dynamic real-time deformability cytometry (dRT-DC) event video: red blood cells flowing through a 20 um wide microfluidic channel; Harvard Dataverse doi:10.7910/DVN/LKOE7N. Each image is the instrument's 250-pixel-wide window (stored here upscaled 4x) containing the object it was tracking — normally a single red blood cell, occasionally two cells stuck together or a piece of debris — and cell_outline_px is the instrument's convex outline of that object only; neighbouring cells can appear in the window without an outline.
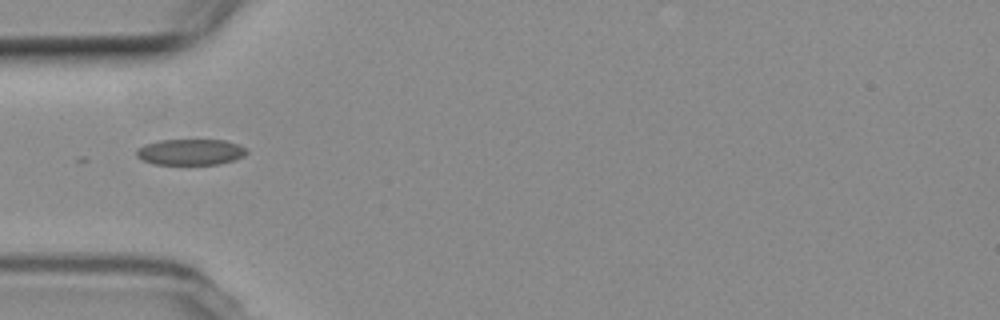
{"species": "common noctule bat (a hibernating species)", "species_latin": "Nyctalus noctula", "temperature_condition": "room temperature", "stored_images_in_passage": 9, "camera_frame_rate_fps": 3000, "um_per_image_px": 0.085, "animal": {"sex": "female", "body_mass_g": 19.3, "forearm_length_mm": 54.1}, "frame": {"image": 1, "passage_image": 4, "time_ms": 4.667, "image_size_px": [1000, 320], "cell_outline_px": [[248, 152], [244, 156], [220, 164], [152, 164], [136, 156], [136, 148], [144, 144], [160, 140], [224, 140], [236, 144], [244, 148]], "centroid_in_image_um": [16.15, 12.92], "position_along_channel_um": 68.9, "area_um2": 16.59}}
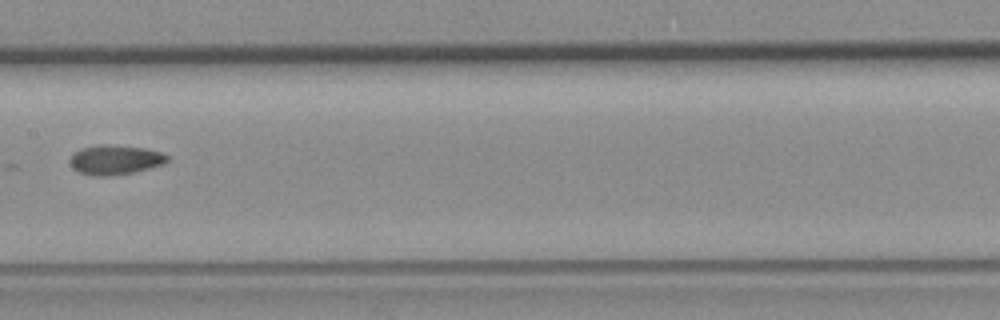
{"frame": {"image": 2, "passage_image": 7, "time_ms": 8.333, "image_size_px": [1000, 320], "cell_outline_px": [[168, 160], [164, 164], [132, 172], [108, 176], [92, 176], [80, 172], [72, 168], [68, 160], [80, 148], [100, 144], [108, 144], [144, 148], [160, 152], [168, 156]], "centroid_in_image_um": [9.75, 13.58], "position_along_channel_um": 197.6, "area_um2": 16.7}}
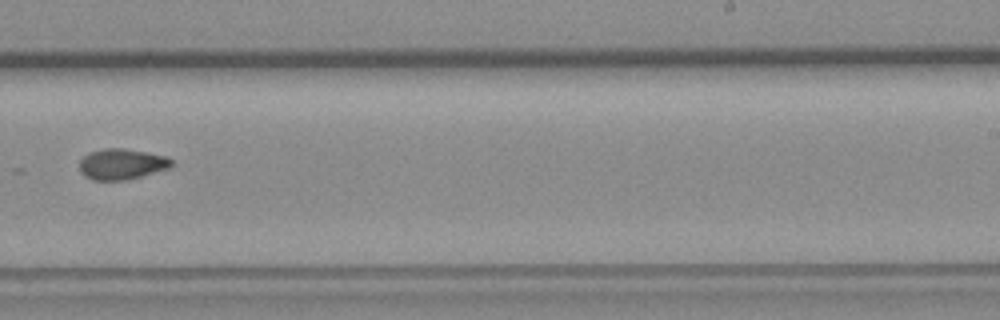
{"frame": {"image": 3, "passage_image": 9, "time_ms": 10.667, "image_size_px": [1000, 320], "cell_outline_px": [[172, 164], [168, 168], [140, 176], [124, 180], [92, 180], [84, 176], [80, 172], [80, 160], [88, 152], [104, 148], [124, 148], [164, 156], [172, 160]], "centroid_in_image_um": [10.28, 13.94], "position_along_channel_um": 278.7, "area_um2": 16.3}}